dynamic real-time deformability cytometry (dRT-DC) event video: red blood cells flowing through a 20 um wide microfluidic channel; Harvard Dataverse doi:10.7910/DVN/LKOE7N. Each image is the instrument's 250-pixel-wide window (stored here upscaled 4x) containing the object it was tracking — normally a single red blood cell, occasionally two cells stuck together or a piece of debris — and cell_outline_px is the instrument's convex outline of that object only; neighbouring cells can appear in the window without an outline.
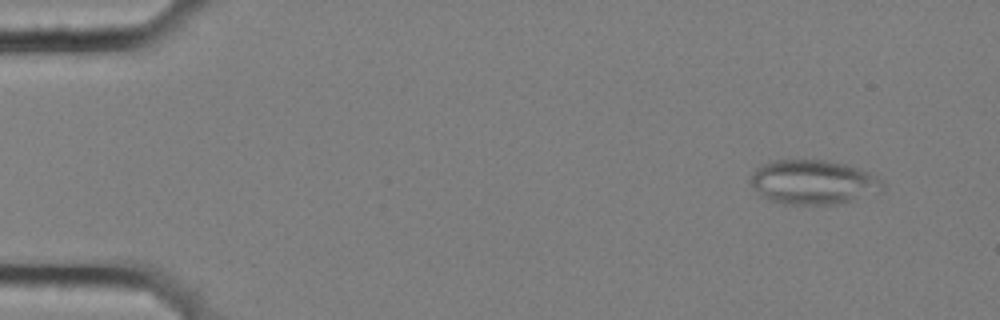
{"species": "common noctule bat (a hibernating species)", "species_latin": "Nyctalus noctula", "temperature_condition": "cold", "stored_images_in_passage": 15, "camera_frame_rate_fps": 3000, "um_per_image_px": 0.085, "animal": {"sex": "female", "body_mass_g": 25.1}, "frame": {"image": 1, "passage_image": 5, "time_ms": 1.333, "image_size_px": [1000, 320], "cell_outline_px": [[884, 192], [836, 204], [780, 204], [768, 200], [760, 196], [752, 184], [752, 172], [756, 168], [772, 160], [824, 160], [844, 164], [868, 172], [876, 176], [884, 184]], "centroid_in_image_um": [69.14, 15.5], "position_along_channel_um": 15.9, "area_um2": 34.16}}